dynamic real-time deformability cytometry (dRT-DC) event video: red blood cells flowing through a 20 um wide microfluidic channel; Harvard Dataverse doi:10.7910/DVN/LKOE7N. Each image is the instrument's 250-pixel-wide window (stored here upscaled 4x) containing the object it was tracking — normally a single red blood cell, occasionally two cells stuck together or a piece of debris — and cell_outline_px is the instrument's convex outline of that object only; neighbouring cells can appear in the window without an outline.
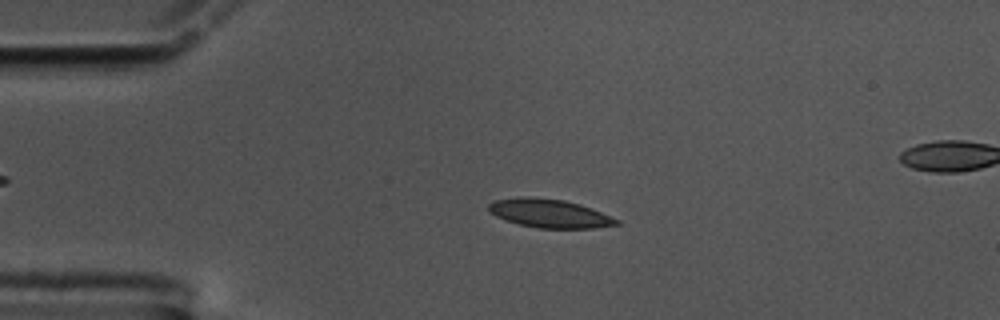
{"species": "common noctule bat (a hibernating species)", "species_latin": "Nyctalus noctula", "temperature_condition": "cold", "stored_images_in_passage": 60, "segment_of_instrument_passage": [1, 2], "camera_frame_rate_fps": 3000, "um_per_image_px": 0.085, "animal": {"sex": "male", "body_mass_g": 17.5, "forearm_length_mm": 52.3}, "frame": {"image": 1, "passage_image": 13, "time_ms": 4.0, "image_size_px": [1000, 320], "cell_outline_px": [[620, 224], [596, 228], [540, 228], [520, 224], [496, 216], [488, 208], [488, 204], [496, 200], [516, 196], [528, 196], [564, 200], [580, 204], [592, 208], [620, 220]], "centroid_in_image_um": [46.74, 18.13], "position_along_channel_um": 38.3, "area_um2": 21.21}}
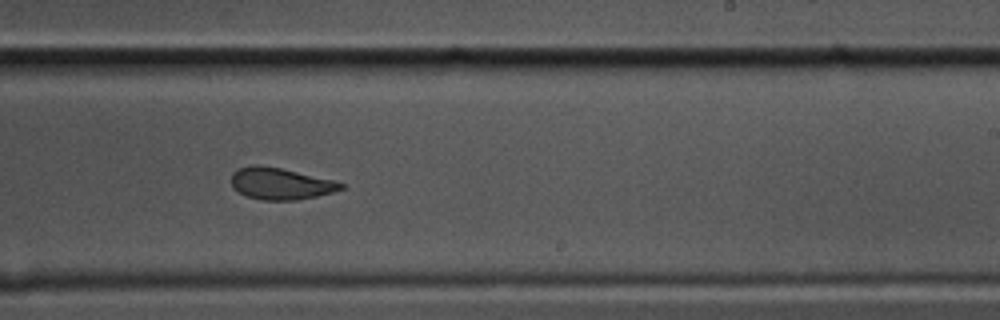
{"frame": {"image": 2, "passage_image": 36, "time_ms": 11.667, "image_size_px": [1000, 320], "cell_outline_px": [[344, 188], [332, 192], [316, 196], [296, 200], [260, 200], [248, 196], [232, 188], [232, 172], [240, 168], [252, 164], [260, 164], [280, 168], [332, 180], [344, 184]], "centroid_in_image_um": [23.81, 15.6], "position_along_channel_um": 265.2, "area_um2": 20.06}}
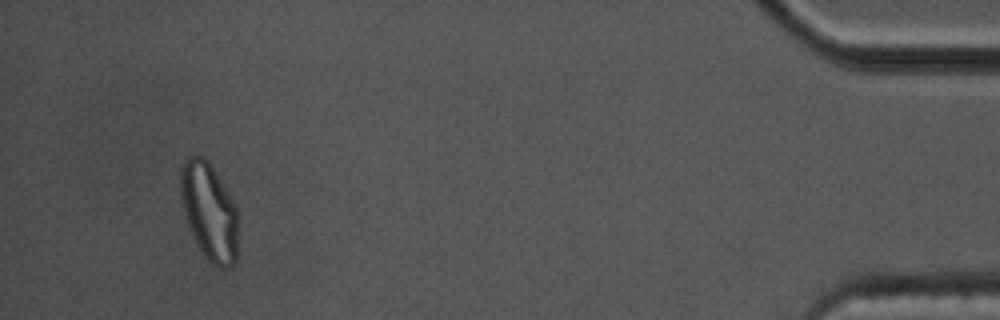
{"frame": {"image": 3, "passage_image": 56, "time_ms": 18.333, "image_size_px": [1000, 320], "cell_outline_px": [[240, 216], [236, 260], [232, 268], [220, 268], [212, 264], [204, 256], [188, 224], [184, 212], [180, 196], [180, 164], [188, 156], [204, 156], [208, 160], [240, 212]], "centroid_in_image_um": [17.82, 17.98], "position_along_channel_um": 417.4, "area_um2": 33.23}}